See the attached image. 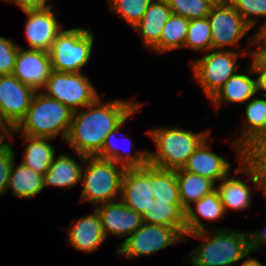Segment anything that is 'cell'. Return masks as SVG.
Instances as JSON below:
<instances>
[{
	"mask_svg": "<svg viewBox=\"0 0 266 266\" xmlns=\"http://www.w3.org/2000/svg\"><path fill=\"white\" fill-rule=\"evenodd\" d=\"M100 98L81 110L74 111L65 141L75 153L86 157L97 156L107 135L141 107L140 103L125 100L106 101L102 104Z\"/></svg>",
	"mask_w": 266,
	"mask_h": 266,
	"instance_id": "obj_1",
	"label": "cell"
},
{
	"mask_svg": "<svg viewBox=\"0 0 266 266\" xmlns=\"http://www.w3.org/2000/svg\"><path fill=\"white\" fill-rule=\"evenodd\" d=\"M208 231H197L184 237V241H187V236L203 239V242L188 254L193 266H232L251 253L249 232L224 228L211 229L213 233L210 234Z\"/></svg>",
	"mask_w": 266,
	"mask_h": 266,
	"instance_id": "obj_2",
	"label": "cell"
},
{
	"mask_svg": "<svg viewBox=\"0 0 266 266\" xmlns=\"http://www.w3.org/2000/svg\"><path fill=\"white\" fill-rule=\"evenodd\" d=\"M73 111L63 103L35 92L29 109L10 134L22 131L21 135L54 139L59 134L66 141L73 118Z\"/></svg>",
	"mask_w": 266,
	"mask_h": 266,
	"instance_id": "obj_3",
	"label": "cell"
},
{
	"mask_svg": "<svg viewBox=\"0 0 266 266\" xmlns=\"http://www.w3.org/2000/svg\"><path fill=\"white\" fill-rule=\"evenodd\" d=\"M149 136L156 145L157 153L148 152V164L165 170L183 168L199 145L210 136V130L193 133L181 128L152 129Z\"/></svg>",
	"mask_w": 266,
	"mask_h": 266,
	"instance_id": "obj_4",
	"label": "cell"
},
{
	"mask_svg": "<svg viewBox=\"0 0 266 266\" xmlns=\"http://www.w3.org/2000/svg\"><path fill=\"white\" fill-rule=\"evenodd\" d=\"M76 155H79L83 164L81 201L91 202L96 207L121 197L124 166L96 156Z\"/></svg>",
	"mask_w": 266,
	"mask_h": 266,
	"instance_id": "obj_5",
	"label": "cell"
},
{
	"mask_svg": "<svg viewBox=\"0 0 266 266\" xmlns=\"http://www.w3.org/2000/svg\"><path fill=\"white\" fill-rule=\"evenodd\" d=\"M94 34L87 28L62 30L49 50L52 70L81 72L91 57Z\"/></svg>",
	"mask_w": 266,
	"mask_h": 266,
	"instance_id": "obj_6",
	"label": "cell"
},
{
	"mask_svg": "<svg viewBox=\"0 0 266 266\" xmlns=\"http://www.w3.org/2000/svg\"><path fill=\"white\" fill-rule=\"evenodd\" d=\"M209 54L192 62L193 76L202 87L205 94L211 99L224 83L238 72L237 60L249 54L248 50H211Z\"/></svg>",
	"mask_w": 266,
	"mask_h": 266,
	"instance_id": "obj_7",
	"label": "cell"
},
{
	"mask_svg": "<svg viewBox=\"0 0 266 266\" xmlns=\"http://www.w3.org/2000/svg\"><path fill=\"white\" fill-rule=\"evenodd\" d=\"M90 79L81 72L52 70L43 93L58 100L73 112L94 103L100 96Z\"/></svg>",
	"mask_w": 266,
	"mask_h": 266,
	"instance_id": "obj_8",
	"label": "cell"
},
{
	"mask_svg": "<svg viewBox=\"0 0 266 266\" xmlns=\"http://www.w3.org/2000/svg\"><path fill=\"white\" fill-rule=\"evenodd\" d=\"M182 241L184 236L175 227L143 223L118 246L116 253L126 259H134L152 255Z\"/></svg>",
	"mask_w": 266,
	"mask_h": 266,
	"instance_id": "obj_9",
	"label": "cell"
},
{
	"mask_svg": "<svg viewBox=\"0 0 266 266\" xmlns=\"http://www.w3.org/2000/svg\"><path fill=\"white\" fill-rule=\"evenodd\" d=\"M212 33V49L239 47V42L252 28L227 0L214 4L207 16Z\"/></svg>",
	"mask_w": 266,
	"mask_h": 266,
	"instance_id": "obj_10",
	"label": "cell"
},
{
	"mask_svg": "<svg viewBox=\"0 0 266 266\" xmlns=\"http://www.w3.org/2000/svg\"><path fill=\"white\" fill-rule=\"evenodd\" d=\"M34 94L14 75H0V118L11 130L25 116Z\"/></svg>",
	"mask_w": 266,
	"mask_h": 266,
	"instance_id": "obj_11",
	"label": "cell"
},
{
	"mask_svg": "<svg viewBox=\"0 0 266 266\" xmlns=\"http://www.w3.org/2000/svg\"><path fill=\"white\" fill-rule=\"evenodd\" d=\"M120 200L140 215L148 211L154 202L151 186V165L126 168L122 178Z\"/></svg>",
	"mask_w": 266,
	"mask_h": 266,
	"instance_id": "obj_12",
	"label": "cell"
},
{
	"mask_svg": "<svg viewBox=\"0 0 266 266\" xmlns=\"http://www.w3.org/2000/svg\"><path fill=\"white\" fill-rule=\"evenodd\" d=\"M52 72L49 52L42 50H24L19 45L16 63L12 72L20 82L31 87L35 92L45 88Z\"/></svg>",
	"mask_w": 266,
	"mask_h": 266,
	"instance_id": "obj_13",
	"label": "cell"
},
{
	"mask_svg": "<svg viewBox=\"0 0 266 266\" xmlns=\"http://www.w3.org/2000/svg\"><path fill=\"white\" fill-rule=\"evenodd\" d=\"M53 6L42 10L23 11L28 19L25 23V36L30 49L49 52L54 40L62 31L52 11Z\"/></svg>",
	"mask_w": 266,
	"mask_h": 266,
	"instance_id": "obj_14",
	"label": "cell"
},
{
	"mask_svg": "<svg viewBox=\"0 0 266 266\" xmlns=\"http://www.w3.org/2000/svg\"><path fill=\"white\" fill-rule=\"evenodd\" d=\"M94 209L100 216L106 238L111 234L118 238L129 237L143 224L142 216L129 209L122 200L98 205Z\"/></svg>",
	"mask_w": 266,
	"mask_h": 266,
	"instance_id": "obj_15",
	"label": "cell"
},
{
	"mask_svg": "<svg viewBox=\"0 0 266 266\" xmlns=\"http://www.w3.org/2000/svg\"><path fill=\"white\" fill-rule=\"evenodd\" d=\"M207 137L189 157L183 169L212 180L215 184L229 174L230 163L222 156L210 151Z\"/></svg>",
	"mask_w": 266,
	"mask_h": 266,
	"instance_id": "obj_16",
	"label": "cell"
},
{
	"mask_svg": "<svg viewBox=\"0 0 266 266\" xmlns=\"http://www.w3.org/2000/svg\"><path fill=\"white\" fill-rule=\"evenodd\" d=\"M239 162L235 173L238 175L242 170L254 188L266 195V129L243 149V160Z\"/></svg>",
	"mask_w": 266,
	"mask_h": 266,
	"instance_id": "obj_17",
	"label": "cell"
},
{
	"mask_svg": "<svg viewBox=\"0 0 266 266\" xmlns=\"http://www.w3.org/2000/svg\"><path fill=\"white\" fill-rule=\"evenodd\" d=\"M172 15L166 0H153L140 22L134 27L143 39L144 46L159 52V40L164 25Z\"/></svg>",
	"mask_w": 266,
	"mask_h": 266,
	"instance_id": "obj_18",
	"label": "cell"
},
{
	"mask_svg": "<svg viewBox=\"0 0 266 266\" xmlns=\"http://www.w3.org/2000/svg\"><path fill=\"white\" fill-rule=\"evenodd\" d=\"M94 210L93 213L77 219L68 229V243L79 251L93 252L106 239L100 216Z\"/></svg>",
	"mask_w": 266,
	"mask_h": 266,
	"instance_id": "obj_19",
	"label": "cell"
},
{
	"mask_svg": "<svg viewBox=\"0 0 266 266\" xmlns=\"http://www.w3.org/2000/svg\"><path fill=\"white\" fill-rule=\"evenodd\" d=\"M247 74L238 72L231 76L224 85L217 91V93L210 99L213 104L219 108L224 103H241L246 104L254 95L257 94L256 79L249 75L254 70L252 64L248 67Z\"/></svg>",
	"mask_w": 266,
	"mask_h": 266,
	"instance_id": "obj_20",
	"label": "cell"
},
{
	"mask_svg": "<svg viewBox=\"0 0 266 266\" xmlns=\"http://www.w3.org/2000/svg\"><path fill=\"white\" fill-rule=\"evenodd\" d=\"M252 97L245 107V124L241 137L233 141L237 157L243 160V149L249 145L260 133L266 129V96L263 98Z\"/></svg>",
	"mask_w": 266,
	"mask_h": 266,
	"instance_id": "obj_21",
	"label": "cell"
},
{
	"mask_svg": "<svg viewBox=\"0 0 266 266\" xmlns=\"http://www.w3.org/2000/svg\"><path fill=\"white\" fill-rule=\"evenodd\" d=\"M194 204L195 208L191 205L185 211L186 234L206 230V226L201 223L199 215L209 221L219 220L225 215L223 204L220 201L216 188Z\"/></svg>",
	"mask_w": 266,
	"mask_h": 266,
	"instance_id": "obj_22",
	"label": "cell"
},
{
	"mask_svg": "<svg viewBox=\"0 0 266 266\" xmlns=\"http://www.w3.org/2000/svg\"><path fill=\"white\" fill-rule=\"evenodd\" d=\"M56 158L54 157L49 170L44 174V187L72 188L81 182L83 165L80 166L74 157L66 153Z\"/></svg>",
	"mask_w": 266,
	"mask_h": 266,
	"instance_id": "obj_23",
	"label": "cell"
},
{
	"mask_svg": "<svg viewBox=\"0 0 266 266\" xmlns=\"http://www.w3.org/2000/svg\"><path fill=\"white\" fill-rule=\"evenodd\" d=\"M179 186V197L182 208L186 211L201 198L215 189V183L203 176L185 171L183 168L175 170Z\"/></svg>",
	"mask_w": 266,
	"mask_h": 266,
	"instance_id": "obj_24",
	"label": "cell"
},
{
	"mask_svg": "<svg viewBox=\"0 0 266 266\" xmlns=\"http://www.w3.org/2000/svg\"><path fill=\"white\" fill-rule=\"evenodd\" d=\"M22 136L25 143H28L24 149L22 162L25 166L30 167L33 171L44 175L54 159L55 149L48 144L46 137Z\"/></svg>",
	"mask_w": 266,
	"mask_h": 266,
	"instance_id": "obj_25",
	"label": "cell"
},
{
	"mask_svg": "<svg viewBox=\"0 0 266 266\" xmlns=\"http://www.w3.org/2000/svg\"><path fill=\"white\" fill-rule=\"evenodd\" d=\"M14 167L13 163L7 185V191L12 189L14 196L33 198L45 188L44 175L33 171L23 163Z\"/></svg>",
	"mask_w": 266,
	"mask_h": 266,
	"instance_id": "obj_26",
	"label": "cell"
},
{
	"mask_svg": "<svg viewBox=\"0 0 266 266\" xmlns=\"http://www.w3.org/2000/svg\"><path fill=\"white\" fill-rule=\"evenodd\" d=\"M246 183L236 177L229 178L228 174L218 187L215 186L226 213L228 209L238 211L250 207L253 193L251 187Z\"/></svg>",
	"mask_w": 266,
	"mask_h": 266,
	"instance_id": "obj_27",
	"label": "cell"
},
{
	"mask_svg": "<svg viewBox=\"0 0 266 266\" xmlns=\"http://www.w3.org/2000/svg\"><path fill=\"white\" fill-rule=\"evenodd\" d=\"M141 216L145 224L175 227L184 237L186 235L185 210L182 205L152 203L149 210L144 211Z\"/></svg>",
	"mask_w": 266,
	"mask_h": 266,
	"instance_id": "obj_28",
	"label": "cell"
},
{
	"mask_svg": "<svg viewBox=\"0 0 266 266\" xmlns=\"http://www.w3.org/2000/svg\"><path fill=\"white\" fill-rule=\"evenodd\" d=\"M151 186L154 193L153 203L181 205L175 170L160 169L151 165Z\"/></svg>",
	"mask_w": 266,
	"mask_h": 266,
	"instance_id": "obj_29",
	"label": "cell"
},
{
	"mask_svg": "<svg viewBox=\"0 0 266 266\" xmlns=\"http://www.w3.org/2000/svg\"><path fill=\"white\" fill-rule=\"evenodd\" d=\"M126 123V120L115 130L111 131L105 140L102 150L96 156L105 160H112L117 164L124 166L125 168H135V167H144L148 164V152L146 150H142L134 155L131 154L128 146V153L121 152V148L116 146V142H114L115 134L120 132L121 127H123ZM122 153V154H121Z\"/></svg>",
	"mask_w": 266,
	"mask_h": 266,
	"instance_id": "obj_30",
	"label": "cell"
},
{
	"mask_svg": "<svg viewBox=\"0 0 266 266\" xmlns=\"http://www.w3.org/2000/svg\"><path fill=\"white\" fill-rule=\"evenodd\" d=\"M188 26V19L172 14L161 32L159 53L183 48L187 37Z\"/></svg>",
	"mask_w": 266,
	"mask_h": 266,
	"instance_id": "obj_31",
	"label": "cell"
},
{
	"mask_svg": "<svg viewBox=\"0 0 266 266\" xmlns=\"http://www.w3.org/2000/svg\"><path fill=\"white\" fill-rule=\"evenodd\" d=\"M184 47H189L193 51L209 52L212 50V33L207 17L189 20Z\"/></svg>",
	"mask_w": 266,
	"mask_h": 266,
	"instance_id": "obj_32",
	"label": "cell"
},
{
	"mask_svg": "<svg viewBox=\"0 0 266 266\" xmlns=\"http://www.w3.org/2000/svg\"><path fill=\"white\" fill-rule=\"evenodd\" d=\"M111 13L119 14L131 27H135L142 19L153 0H107Z\"/></svg>",
	"mask_w": 266,
	"mask_h": 266,
	"instance_id": "obj_33",
	"label": "cell"
},
{
	"mask_svg": "<svg viewBox=\"0 0 266 266\" xmlns=\"http://www.w3.org/2000/svg\"><path fill=\"white\" fill-rule=\"evenodd\" d=\"M172 14L188 20L201 19L208 16L212 6L209 0H166Z\"/></svg>",
	"mask_w": 266,
	"mask_h": 266,
	"instance_id": "obj_34",
	"label": "cell"
},
{
	"mask_svg": "<svg viewBox=\"0 0 266 266\" xmlns=\"http://www.w3.org/2000/svg\"><path fill=\"white\" fill-rule=\"evenodd\" d=\"M234 9L243 17L246 23L253 28L257 23L258 17H266V0H228ZM250 16H255L256 19ZM266 28V19L258 32H262Z\"/></svg>",
	"mask_w": 266,
	"mask_h": 266,
	"instance_id": "obj_35",
	"label": "cell"
},
{
	"mask_svg": "<svg viewBox=\"0 0 266 266\" xmlns=\"http://www.w3.org/2000/svg\"><path fill=\"white\" fill-rule=\"evenodd\" d=\"M19 46L11 39L0 36V75H11Z\"/></svg>",
	"mask_w": 266,
	"mask_h": 266,
	"instance_id": "obj_36",
	"label": "cell"
},
{
	"mask_svg": "<svg viewBox=\"0 0 266 266\" xmlns=\"http://www.w3.org/2000/svg\"><path fill=\"white\" fill-rule=\"evenodd\" d=\"M14 153L10 143H7L0 150V196L7 192L8 179L15 160Z\"/></svg>",
	"mask_w": 266,
	"mask_h": 266,
	"instance_id": "obj_37",
	"label": "cell"
},
{
	"mask_svg": "<svg viewBox=\"0 0 266 266\" xmlns=\"http://www.w3.org/2000/svg\"><path fill=\"white\" fill-rule=\"evenodd\" d=\"M252 67L256 77L257 93L262 92V96H266V66H264L253 54H251Z\"/></svg>",
	"mask_w": 266,
	"mask_h": 266,
	"instance_id": "obj_38",
	"label": "cell"
},
{
	"mask_svg": "<svg viewBox=\"0 0 266 266\" xmlns=\"http://www.w3.org/2000/svg\"><path fill=\"white\" fill-rule=\"evenodd\" d=\"M251 43L258 44L260 47L250 52L253 54L264 66H266V35L263 32L256 33L253 37H250Z\"/></svg>",
	"mask_w": 266,
	"mask_h": 266,
	"instance_id": "obj_39",
	"label": "cell"
},
{
	"mask_svg": "<svg viewBox=\"0 0 266 266\" xmlns=\"http://www.w3.org/2000/svg\"><path fill=\"white\" fill-rule=\"evenodd\" d=\"M10 3L18 5L22 11L27 10H42L53 6L52 4L46 3L47 0H7Z\"/></svg>",
	"mask_w": 266,
	"mask_h": 266,
	"instance_id": "obj_40",
	"label": "cell"
},
{
	"mask_svg": "<svg viewBox=\"0 0 266 266\" xmlns=\"http://www.w3.org/2000/svg\"><path fill=\"white\" fill-rule=\"evenodd\" d=\"M250 251L251 253L257 251L262 246L266 245V229L264 231L250 232Z\"/></svg>",
	"mask_w": 266,
	"mask_h": 266,
	"instance_id": "obj_41",
	"label": "cell"
},
{
	"mask_svg": "<svg viewBox=\"0 0 266 266\" xmlns=\"http://www.w3.org/2000/svg\"><path fill=\"white\" fill-rule=\"evenodd\" d=\"M10 132H11V129L0 118V139H5L8 135L10 137L11 136Z\"/></svg>",
	"mask_w": 266,
	"mask_h": 266,
	"instance_id": "obj_42",
	"label": "cell"
},
{
	"mask_svg": "<svg viewBox=\"0 0 266 266\" xmlns=\"http://www.w3.org/2000/svg\"><path fill=\"white\" fill-rule=\"evenodd\" d=\"M240 266H263V264L255 258H248Z\"/></svg>",
	"mask_w": 266,
	"mask_h": 266,
	"instance_id": "obj_43",
	"label": "cell"
},
{
	"mask_svg": "<svg viewBox=\"0 0 266 266\" xmlns=\"http://www.w3.org/2000/svg\"><path fill=\"white\" fill-rule=\"evenodd\" d=\"M209 1H211L213 4H220V3H223L227 0H209Z\"/></svg>",
	"mask_w": 266,
	"mask_h": 266,
	"instance_id": "obj_44",
	"label": "cell"
},
{
	"mask_svg": "<svg viewBox=\"0 0 266 266\" xmlns=\"http://www.w3.org/2000/svg\"><path fill=\"white\" fill-rule=\"evenodd\" d=\"M4 139H0V150L8 143V142H3Z\"/></svg>",
	"mask_w": 266,
	"mask_h": 266,
	"instance_id": "obj_45",
	"label": "cell"
},
{
	"mask_svg": "<svg viewBox=\"0 0 266 266\" xmlns=\"http://www.w3.org/2000/svg\"><path fill=\"white\" fill-rule=\"evenodd\" d=\"M262 32L266 35V28Z\"/></svg>",
	"mask_w": 266,
	"mask_h": 266,
	"instance_id": "obj_46",
	"label": "cell"
}]
</instances>
